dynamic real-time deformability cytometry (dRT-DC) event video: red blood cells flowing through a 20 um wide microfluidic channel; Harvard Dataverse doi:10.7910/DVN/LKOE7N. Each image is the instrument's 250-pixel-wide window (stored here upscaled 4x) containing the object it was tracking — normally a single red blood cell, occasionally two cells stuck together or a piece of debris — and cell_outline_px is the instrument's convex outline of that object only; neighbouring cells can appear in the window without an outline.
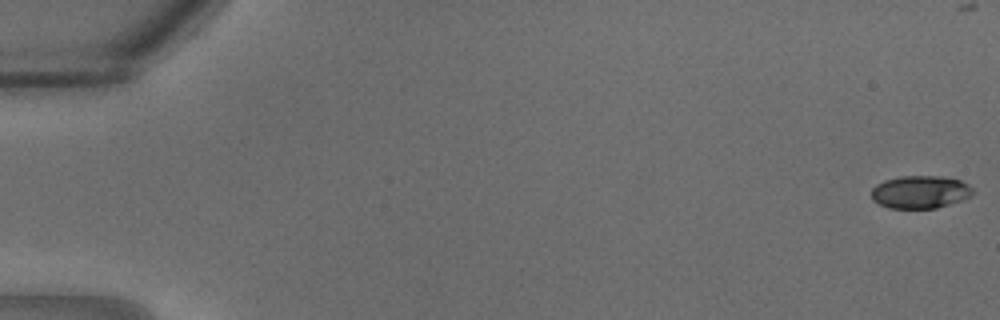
{"species": "common noctule bat (a hibernating species)", "species_latin": "Nyctalus noctula", "temperature_condition": "warm", "stored_images_in_passage": 32, "camera_frame_rate_fps": 3000, "um_per_image_px": 0.085, "animal": {"sex": "male", "body_mass_g": 18.8}, "frame": {"image": 1, "passage_image": 1, "time_ms": 0.0, "image_size_px": [1000, 320], "cell_outline_px": [[976, 192], [972, 196], [964, 200], [936, 208], [888, 208], [872, 200], [872, 188], [876, 184], [884, 180], [900, 176], [940, 176], [960, 180], [968, 184]], "centroid_in_image_um": [78.25, 16.32], "position_along_channel_um": 6.8, "area_um2": 19.59}}
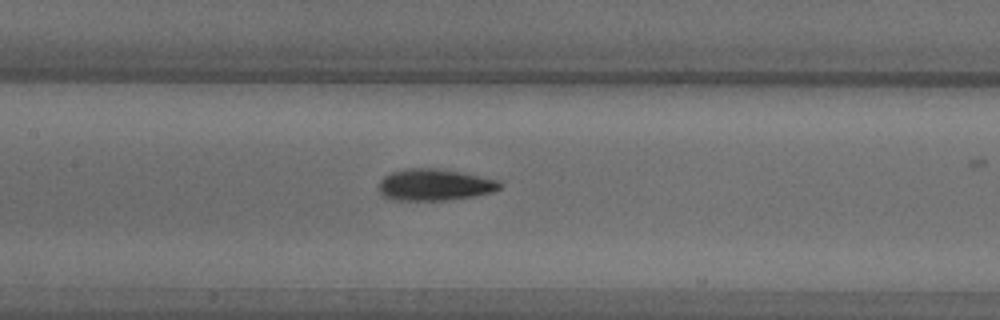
{"frame": {"image": 2, "passage_image": 16, "time_ms": 5.0, "image_size_px": [1000, 320], "cell_outline_px": [[504, 184], [500, 188], [492, 192], [476, 196], [444, 200], [396, 200], [384, 196], [380, 192], [380, 180], [384, 176], [392, 172], [404, 168], [432, 168], [460, 172], [500, 180]], "centroid_in_image_um": [36.98, 15.7], "position_along_channel_um": 170.4, "area_um2": 22.25}}
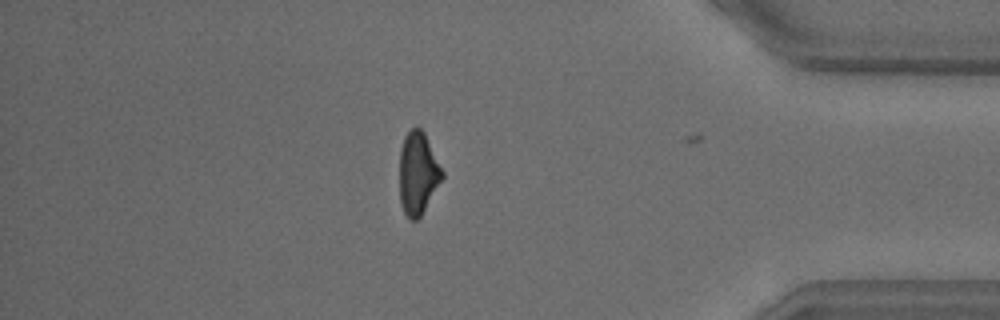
{"frame": {"image": 3, "passage_image": 28, "time_ms": 9.0, "image_size_px": [1000, 320], "cell_outline_px": [[444, 176], [420, 216], [416, 220], [412, 220], [404, 212], [400, 200], [400, 148], [404, 136], [416, 124], [424, 132], [444, 172]], "centroid_in_image_um": [35.52, 14.68], "position_along_channel_um": 399.7, "area_um2": 20.35}}